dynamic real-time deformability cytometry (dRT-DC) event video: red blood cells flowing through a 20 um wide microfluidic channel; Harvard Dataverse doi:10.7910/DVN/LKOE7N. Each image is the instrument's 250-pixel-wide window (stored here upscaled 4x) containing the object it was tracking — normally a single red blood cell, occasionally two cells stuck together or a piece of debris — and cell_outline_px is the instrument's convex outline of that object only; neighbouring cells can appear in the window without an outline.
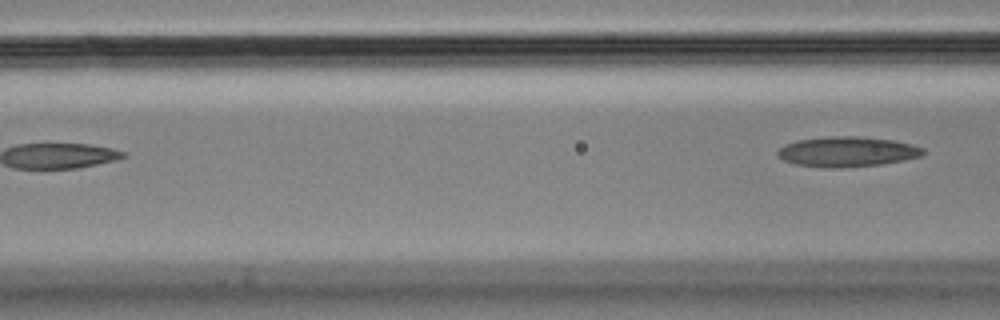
{"species": "Egyptian fruit bat (a non-hibernating species)", "species_latin": "Rousettus aegyptiacus", "temperature_condition": "cold", "stored_images_in_passage": 7, "camera_frame_rate_fps": 3000, "um_per_image_px": 0.085, "animal": {"sex": "male"}, "frame": {"image": 1, "passage_image": 7, "time_ms": 2.0, "image_size_px": [1000, 320], "cell_outline_px": [[924, 152], [920, 156], [904, 160], [880, 164], [844, 168], [824, 168], [796, 164], [784, 160], [776, 156], [776, 152], [784, 144], [796, 140], [832, 136], [856, 136], [892, 140], [912, 144], [924, 148]], "centroid_in_image_um": [71.97, 12.9], "position_along_channel_um": 94.6, "area_um2": 25.61}}